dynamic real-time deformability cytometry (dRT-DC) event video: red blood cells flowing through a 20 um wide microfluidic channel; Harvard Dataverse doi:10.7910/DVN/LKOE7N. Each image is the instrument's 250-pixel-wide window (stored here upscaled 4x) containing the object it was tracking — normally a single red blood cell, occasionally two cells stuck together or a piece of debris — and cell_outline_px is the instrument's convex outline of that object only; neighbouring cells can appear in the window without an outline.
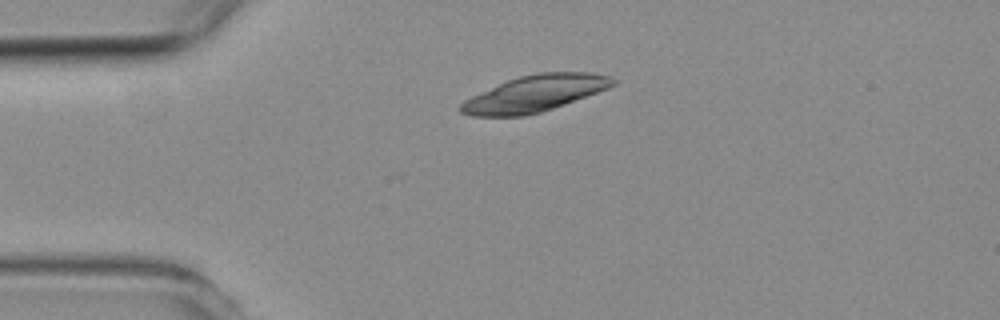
{"species": "common noctule bat (a hibernating species)", "species_latin": "Nyctalus noctula", "temperature_condition": "room temperature", "stored_images_in_passage": 2, "camera_frame_rate_fps": 3000, "um_per_image_px": 0.085, "animal": {"sex": "female", "body_mass_g": 19.3, "forearm_length_mm": 54.1}, "frame": {"image": 1, "passage_image": 1, "time_ms": 0.0, "image_size_px": [1000, 320], "cell_outline_px": [[616, 84], [608, 88], [564, 104], [540, 112], [524, 116], [472, 116], [460, 112], [456, 108], [464, 100], [472, 96], [508, 80], [520, 76], [536, 72], [592, 72], [612, 76], [616, 80]], "centroid_in_image_um": [45.46, 7.94], "position_along_channel_um": 39.5, "area_um2": 32.08}}